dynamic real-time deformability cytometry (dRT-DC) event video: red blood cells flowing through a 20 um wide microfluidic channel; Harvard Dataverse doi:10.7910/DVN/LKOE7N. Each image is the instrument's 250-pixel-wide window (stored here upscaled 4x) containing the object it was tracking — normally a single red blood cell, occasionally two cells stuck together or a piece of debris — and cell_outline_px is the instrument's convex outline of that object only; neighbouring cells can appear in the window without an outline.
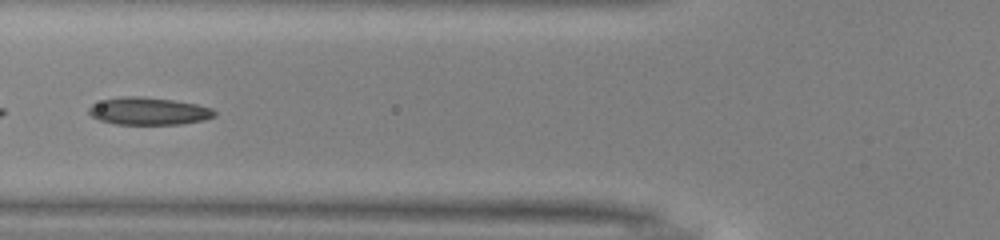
{"species": "common noctule bat (a hibernating species)", "species_latin": "Nyctalus noctula", "temperature_condition": "warm", "stored_images_in_passage": 45, "camera_frame_rate_fps": 3000, "um_per_image_px": 0.085, "animal": {"sex": "male", "body_mass_g": 13.0, "forearm_length_mm": 53.1}, "frame": {"image": 1, "passage_image": 19, "time_ms": 6.0, "image_size_px": [1000, 240], "cell_outline_px": [[216, 116], [204, 120], [180, 124], [116, 124], [100, 120], [92, 116], [88, 112], [88, 108], [92, 104], [104, 100], [124, 96], [140, 96], [172, 100], [196, 104], [212, 108], [216, 112]], "centroid_in_image_um": [12.65, 9.45], "position_along_channel_um": 113.2, "area_um2": 20.0}}
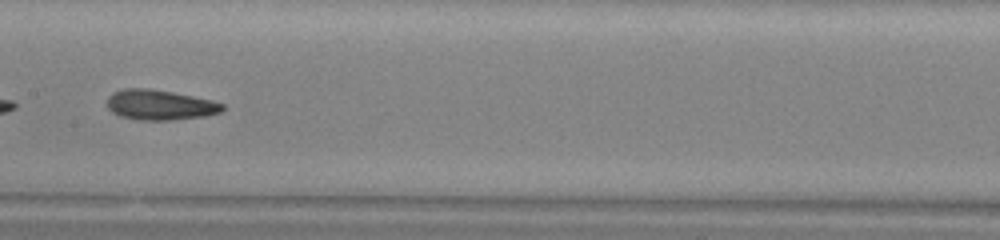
{"frame": {"image": 2, "passage_image": 25, "time_ms": 8.0, "image_size_px": [1000, 240], "cell_outline_px": [[224, 108], [220, 112], [204, 116], [168, 120], [140, 120], [120, 116], [112, 112], [108, 108], [108, 96], [112, 92], [124, 88], [148, 88], [172, 92], [212, 100], [224, 104]], "centroid_in_image_um": [13.56, 8.91], "position_along_channel_um": 193.8, "area_um2": 20.17}}
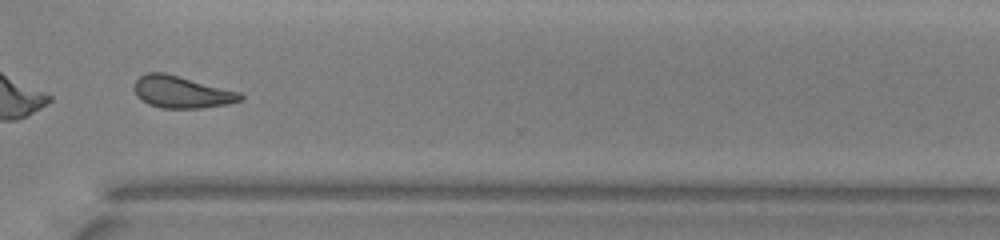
{"frame": {"image": 3, "passage_image": 37, "time_ms": 12.0, "image_size_px": [1000, 240], "cell_outline_px": [[244, 100], [228, 104], [200, 108], [160, 108], [148, 104], [140, 100], [136, 96], [132, 88], [132, 84], [140, 76], [148, 72], [164, 72], [240, 92], [244, 96]], "centroid_in_image_um": [15.4, 7.83], "position_along_channel_um": 355.2, "area_um2": 20.06}, "authors_computed_cell_mechanics": {"area_um2": 19.9988, "velocity_mm_per_s": 4.0388, "shape_relaxation_time_tau1_ms": null, "shape_relaxation_time_tau2_ms": 3.0682, "deformation_change_tau1": null, "deformation_change_tau2": 0.1246}}